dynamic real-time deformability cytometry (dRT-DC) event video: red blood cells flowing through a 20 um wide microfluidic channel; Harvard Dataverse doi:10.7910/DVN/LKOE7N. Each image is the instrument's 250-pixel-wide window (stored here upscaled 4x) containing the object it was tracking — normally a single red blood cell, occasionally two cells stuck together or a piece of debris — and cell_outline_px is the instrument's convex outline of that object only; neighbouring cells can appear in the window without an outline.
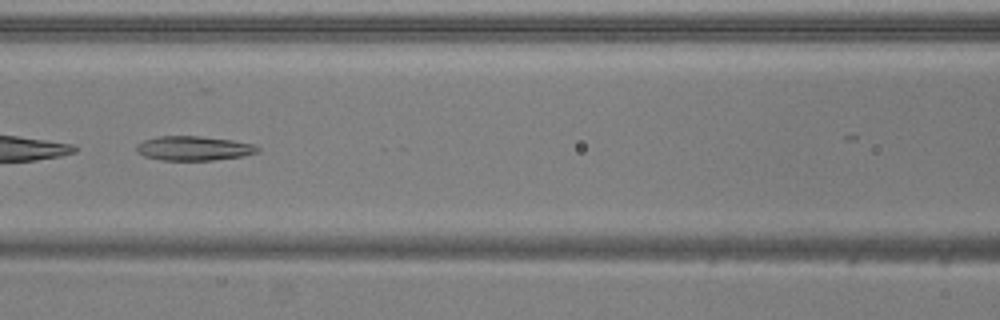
{"species": "common noctule bat (a hibernating species)", "species_latin": "Nyctalus noctula", "temperature_condition": "warm", "stored_images_in_passage": 30, "camera_frame_rate_fps": 3000, "um_per_image_px": 0.085, "animal": {"sex": "male", "body_mass_g": 20.5, "forearm_length_mm": 52.5}, "frame": {"image": 1, "passage_image": 21, "time_ms": 6.667, "image_size_px": [1000, 320], "cell_outline_px": [[260, 152], [244, 156], [212, 160], [160, 160], [144, 156], [136, 152], [136, 144], [144, 140], [160, 136], [200, 136], [232, 140], [252, 144], [260, 148]], "centroid_in_image_um": [16.46, 12.61], "position_along_channel_um": 150.1, "area_um2": 17.28}}